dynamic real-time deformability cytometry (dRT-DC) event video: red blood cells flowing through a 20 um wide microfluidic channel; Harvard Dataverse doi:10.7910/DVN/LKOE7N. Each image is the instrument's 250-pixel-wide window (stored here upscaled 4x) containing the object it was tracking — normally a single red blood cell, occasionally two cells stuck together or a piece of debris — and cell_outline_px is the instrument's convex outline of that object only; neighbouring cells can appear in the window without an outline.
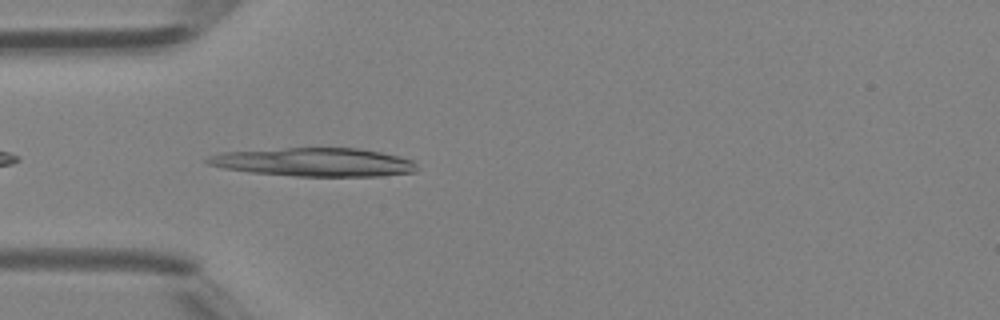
{"species": "Egyptian fruit bat (a non-hibernating species)", "species_latin": "Rousettus aegyptiacus", "temperature_condition": "room temperature", "stored_images_in_passage": 33, "camera_frame_rate_fps": 3000, "um_per_image_px": 0.085, "animal": {"sex": "female"}, "frame": {"image": 1, "passage_image": 2, "time_ms": 0.333, "image_size_px": [1000, 320], "cell_outline_px": [[416, 172], [380, 176], [296, 176], [248, 172], [224, 168], [208, 164], [204, 160], [208, 156], [224, 152], [284, 148], [360, 148], [400, 156], [412, 160], [416, 164]], "centroid_in_image_um": [26.72, 13.78], "position_along_channel_um": 58.3, "area_um2": 34.8}}
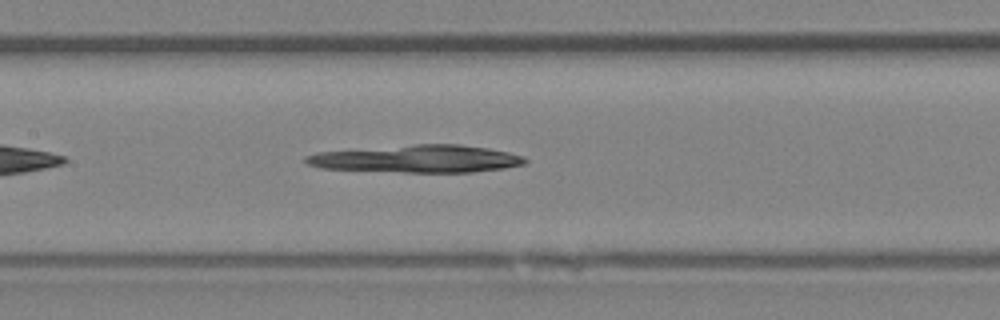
{"frame": {"image": 2, "passage_image": 10, "time_ms": 3.0, "image_size_px": [1000, 320], "cell_outline_px": [[528, 160], [524, 164], [504, 168], [472, 172], [404, 172], [320, 168], [308, 164], [304, 160], [304, 156], [316, 152], [412, 144], [460, 144], [488, 148], [508, 152], [524, 156]], "centroid_in_image_um": [35.45, 13.49], "position_along_channel_um": 172.0, "area_um2": 35.2}}
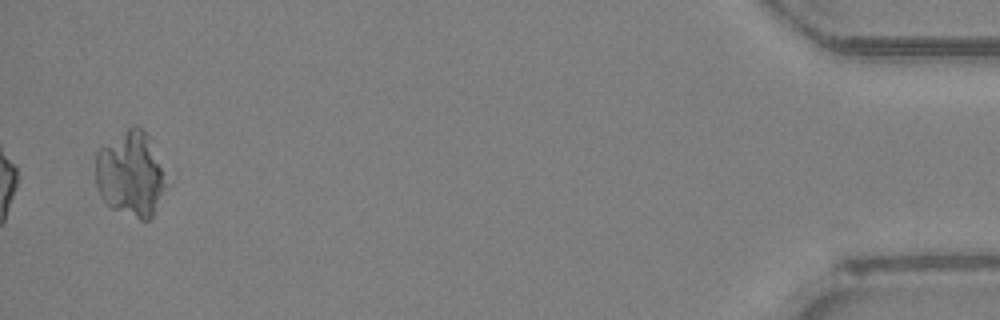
{"frame": {"image": 3, "passage_image": 33, "time_ms": 10.667, "image_size_px": [1000, 320], "cell_outline_px": [[168, 184], [152, 216], [148, 220], [140, 220], [112, 208], [100, 196], [96, 184], [96, 152], [100, 148], [132, 124], [136, 124], [148, 136]], "centroid_in_image_um": [11.09, 14.8], "position_along_channel_um": 424.1, "area_um2": 34.68}}